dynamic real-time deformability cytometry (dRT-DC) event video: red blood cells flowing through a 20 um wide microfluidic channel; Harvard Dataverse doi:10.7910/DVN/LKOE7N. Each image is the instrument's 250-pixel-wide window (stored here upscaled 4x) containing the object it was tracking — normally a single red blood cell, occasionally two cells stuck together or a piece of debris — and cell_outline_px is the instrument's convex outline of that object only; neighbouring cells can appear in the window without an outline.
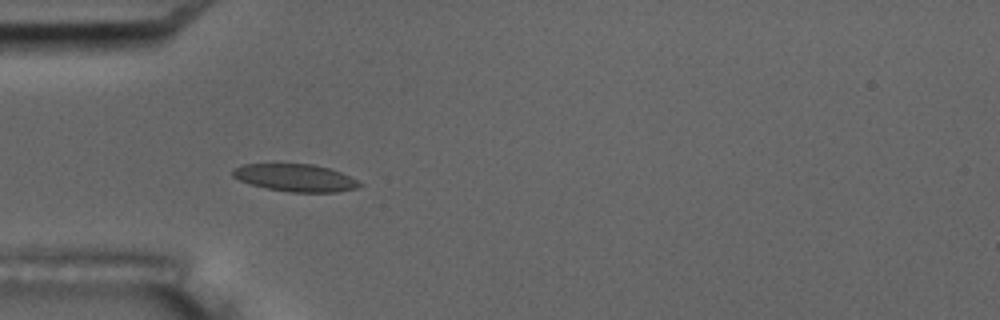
{"species": "common noctule bat (a hibernating species)", "species_latin": "Nyctalus noctula", "temperature_condition": "room temperature", "stored_images_in_passage": 5, "camera_frame_rate_fps": 3000, "um_per_image_px": 0.085, "animal": {"sex": "male", "body_mass_g": 17.5, "forearm_length_mm": 52.3}, "frame": {"image": 1, "passage_image": 4, "time_ms": 3.667, "image_size_px": [1000, 320], "cell_outline_px": [[364, 184], [356, 188], [336, 192], [292, 192], [268, 188], [252, 184], [240, 180], [232, 176], [232, 168], [240, 164], [312, 164], [328, 168], [340, 172]], "centroid_in_image_um": [25.08, 15.1], "position_along_channel_um": 59.9, "area_um2": 20.06}}